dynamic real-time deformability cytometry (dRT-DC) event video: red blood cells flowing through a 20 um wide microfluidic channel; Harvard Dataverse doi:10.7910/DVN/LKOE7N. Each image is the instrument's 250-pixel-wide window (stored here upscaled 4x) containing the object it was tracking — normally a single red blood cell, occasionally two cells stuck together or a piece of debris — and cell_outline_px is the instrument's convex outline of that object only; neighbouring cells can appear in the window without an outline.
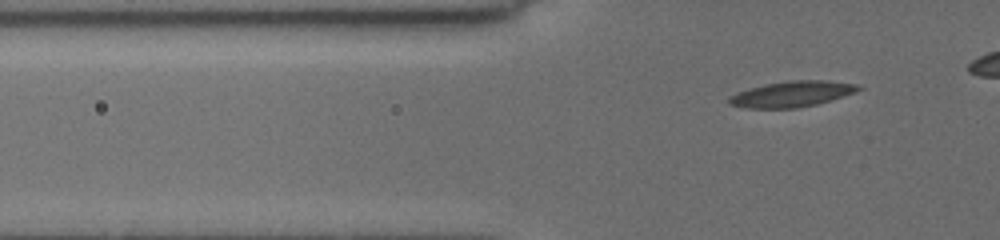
{"species": "common noctule bat (a hibernating species)", "species_latin": "Nyctalus noctula", "temperature_condition": "cold", "stored_images_in_passage": 34, "camera_frame_rate_fps": 3000, "um_per_image_px": 0.085, "animal": {"sex": "female", "body_mass_g": 19.5, "forearm_length_mm": 54.1}, "frame": {"image": 1, "passage_image": 3, "time_ms": 0.667, "image_size_px": [1000, 240], "cell_outline_px": [[864, 88], [856, 92], [832, 100], [816, 104], [796, 108], [748, 108], [728, 104], [728, 96], [752, 88], [768, 84], [792, 80], [828, 80], [856, 84]], "centroid_in_image_um": [67.37, 7.99], "position_along_channel_um": 58.4, "area_um2": 19.25}}
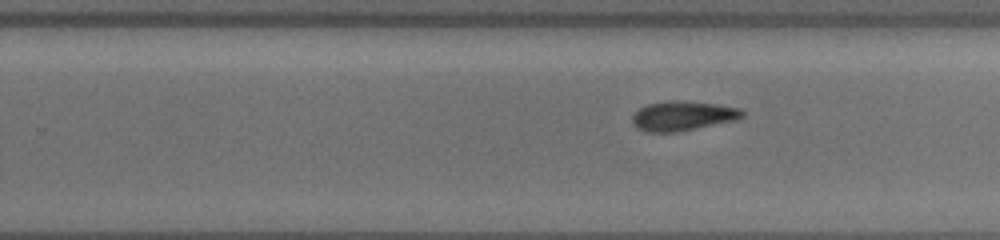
{"frame": {"image": 2, "passage_image": 21, "time_ms": 6.667, "image_size_px": [1000, 240], "cell_outline_px": [[744, 116], [736, 120], [676, 132], [648, 132], [636, 128], [632, 124], [632, 116], [640, 108], [648, 104], [668, 100], [680, 100], [716, 104], [740, 108], [744, 112]], "centroid_in_image_um": [58.02, 9.84], "position_along_channel_um": 271.8, "area_um2": 18.96}}
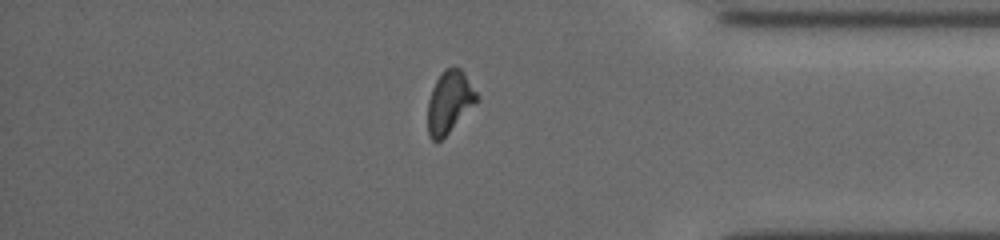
{"frame": {"image": 3, "passage_image": 32, "time_ms": 10.333, "image_size_px": [1000, 240], "cell_outline_px": [[476, 104], [440, 140], [432, 140], [428, 136], [428, 100], [432, 88], [440, 72], [444, 68], [460, 68], [464, 72], [476, 92]], "centroid_in_image_um": [38.18, 8.65], "position_along_channel_um": 397.0, "area_um2": 17.46}}